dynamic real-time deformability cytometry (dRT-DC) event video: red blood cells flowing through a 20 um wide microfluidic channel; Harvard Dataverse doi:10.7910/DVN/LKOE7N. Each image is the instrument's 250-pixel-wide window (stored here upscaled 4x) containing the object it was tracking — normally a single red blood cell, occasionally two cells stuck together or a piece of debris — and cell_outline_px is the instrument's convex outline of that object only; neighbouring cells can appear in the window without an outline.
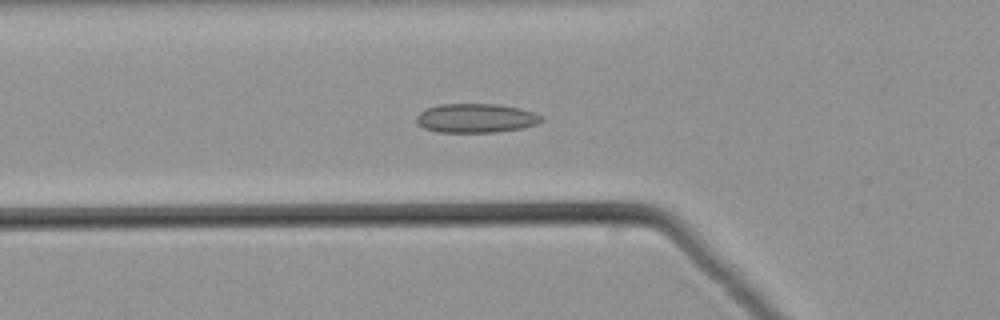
{"species": "common noctule bat (a hibernating species)", "species_latin": "Nyctalus noctula", "temperature_condition": "warm", "stored_images_in_passage": 52, "camera_frame_rate_fps": 3000, "um_per_image_px": 0.085, "animal": {"sex": "male", "body_mass_g": 21.5, "forearm_length_mm": 52.0}, "frame": {"image": 1, "passage_image": 19, "time_ms": 6.0, "image_size_px": [1000, 320], "cell_outline_px": [[544, 120], [536, 124], [524, 128], [496, 132], [436, 132], [424, 128], [416, 124], [416, 116], [420, 112], [428, 108], [440, 104], [500, 104], [520, 108], [532, 112], [540, 116]], "centroid_in_image_um": [40.44, 10.05], "position_along_channel_um": 85.4, "area_um2": 21.27}}
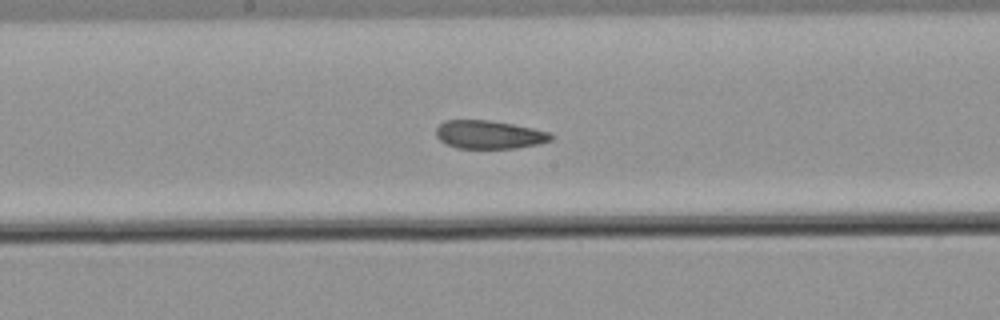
{"frame": {"image": 2, "passage_image": 28, "time_ms": 9.0, "image_size_px": [1000, 320], "cell_outline_px": [[556, 136], [552, 140], [540, 144], [516, 148], [456, 148], [444, 144], [436, 136], [436, 128], [444, 120], [488, 120], [512, 124], [532, 128], [548, 132]], "centroid_in_image_um": [41.58, 11.45], "position_along_channel_um": 206.6, "area_um2": 19.07}}
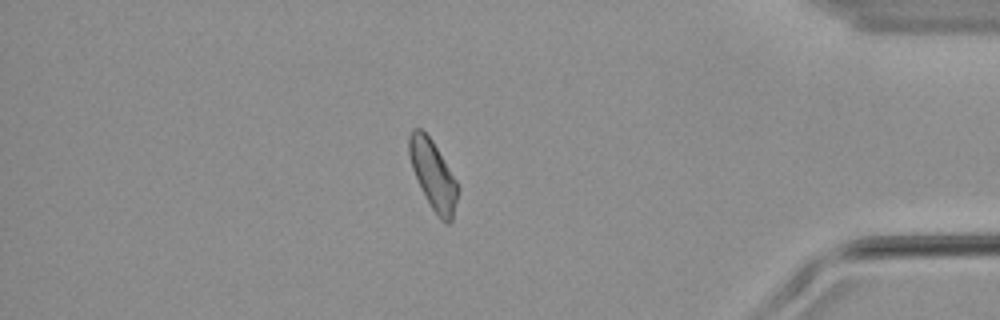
{"frame": {"image": 3, "passage_image": 45, "time_ms": 14.667, "image_size_px": [1000, 320], "cell_outline_px": [[460, 188], [452, 220], [448, 224], [440, 220], [432, 208], [412, 168], [408, 152], [408, 136], [412, 128], [420, 128], [432, 140], [456, 180]], "centroid_in_image_um": [36.82, 14.86], "position_along_channel_um": 398.4, "area_um2": 19.31}}